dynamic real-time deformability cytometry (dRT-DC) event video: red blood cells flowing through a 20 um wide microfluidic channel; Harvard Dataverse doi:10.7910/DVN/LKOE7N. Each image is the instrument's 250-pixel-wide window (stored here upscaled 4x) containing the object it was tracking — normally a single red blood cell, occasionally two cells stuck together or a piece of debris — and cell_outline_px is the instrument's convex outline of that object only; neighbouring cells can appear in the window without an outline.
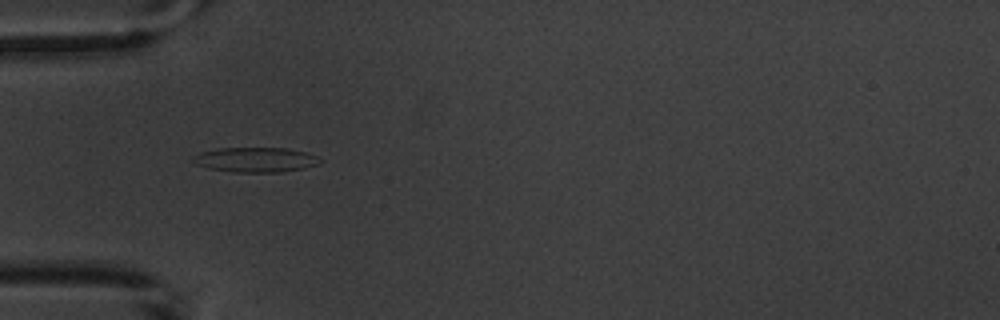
{"species": "common noctule bat (a hibernating species)", "species_latin": "Nyctalus noctula", "temperature_condition": "warm", "stored_images_in_passage": 2, "camera_frame_rate_fps": 3000, "um_per_image_px": 0.085, "animal": {"sex": "male", "body_mass_g": 20.1, "forearm_length_mm": 53.5}, "frame": {"image": 1, "passage_image": 1, "time_ms": 0.0, "image_size_px": [1000, 320], "cell_outline_px": [[324, 160], [320, 164], [304, 168], [280, 172], [232, 172], [208, 168], [196, 164], [192, 160], [192, 156], [200, 152], [220, 148], [288, 148], [304, 152], [316, 156]], "centroid_in_image_um": [21.73, 13.58], "position_along_channel_um": 63.3, "area_um2": 18.44}}